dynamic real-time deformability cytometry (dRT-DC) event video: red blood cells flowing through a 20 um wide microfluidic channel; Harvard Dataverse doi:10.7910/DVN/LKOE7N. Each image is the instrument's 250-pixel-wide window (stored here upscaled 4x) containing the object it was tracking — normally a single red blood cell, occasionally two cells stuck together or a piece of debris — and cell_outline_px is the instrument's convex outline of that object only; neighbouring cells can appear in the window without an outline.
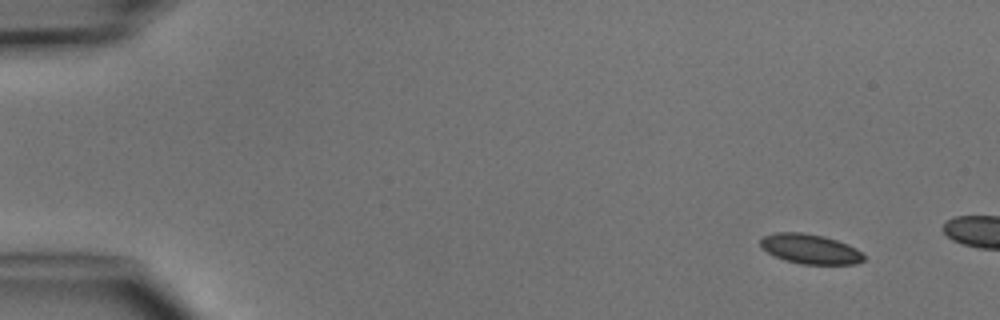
{"species": "common noctule bat (a hibernating species)", "species_latin": "Nyctalus noctula", "temperature_condition": "cold", "stored_images_in_passage": 3, "camera_frame_rate_fps": 3000, "um_per_image_px": 0.085, "animal": {"sex": "male", "body_mass_g": 15.6}, "frame": {"image": 1, "passage_image": 1, "time_ms": 0.0, "image_size_px": [1000, 320], "cell_outline_px": [[864, 260], [856, 264], [800, 264], [784, 260], [760, 248], [760, 240], [764, 236], [776, 232], [804, 232], [824, 236], [848, 244], [856, 248], [864, 256]], "centroid_in_image_um": [68.85, 21.16], "position_along_channel_um": 16.2, "area_um2": 17.98}}